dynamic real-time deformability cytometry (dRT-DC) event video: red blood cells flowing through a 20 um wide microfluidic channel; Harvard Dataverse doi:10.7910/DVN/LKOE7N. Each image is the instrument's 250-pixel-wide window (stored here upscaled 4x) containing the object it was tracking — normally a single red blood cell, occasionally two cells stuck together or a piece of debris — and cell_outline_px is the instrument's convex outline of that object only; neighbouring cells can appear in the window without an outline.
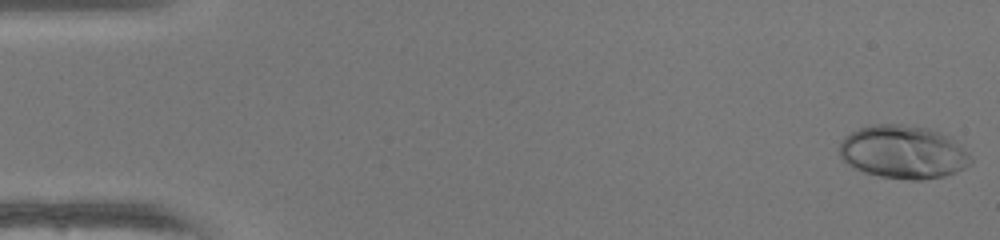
{"species": "human", "species_latin": "Homo sapiens", "temperature_condition": "warm", "stored_images_in_passage": 50, "camera_frame_rate_fps": 3000, "um_per_image_px": 0.085, "donor": {"sex": "female"}, "frame": {"image": 1, "passage_image": 1, "time_ms": 0.0, "image_size_px": [1000, 240], "cell_outline_px": [[972, 160], [964, 168], [956, 172], [944, 176], [924, 180], [912, 180], [880, 176], [864, 172], [852, 168], [840, 156], [840, 144], [844, 136], [860, 128], [872, 124], [900, 124], [928, 128], [952, 136], [968, 152]], "centroid_in_image_um": [76.79, 12.92], "position_along_channel_um": 8.2, "area_um2": 40.92}}
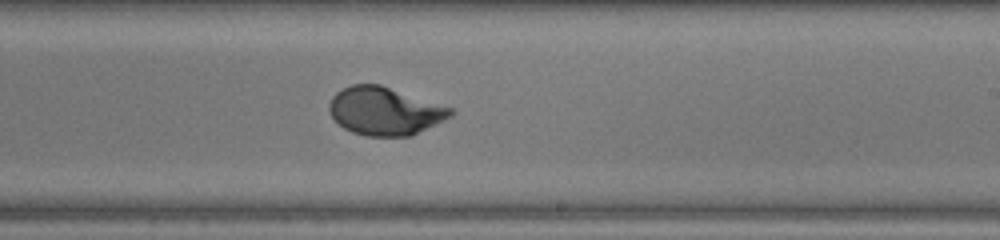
{"frame": {"image": 2, "passage_image": 30, "time_ms": 9.667, "image_size_px": [1000, 240], "cell_outline_px": [[456, 112], [452, 116], [412, 136], [364, 136], [352, 132], [344, 128], [328, 112], [328, 104], [332, 96], [336, 92], [352, 84], [380, 84], [452, 108]], "centroid_in_image_um": [32.7, 9.44], "position_along_channel_um": 256.3, "area_um2": 33.99}}
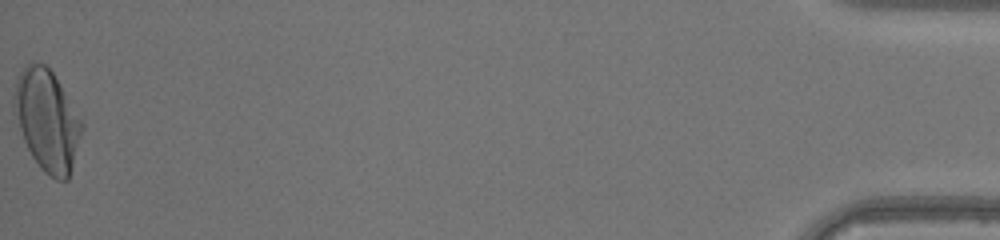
{"frame": {"image": 3, "passage_image": 50, "time_ms": 16.333, "image_size_px": [1000, 240], "cell_outline_px": [[84, 124], [68, 180], [56, 180], [48, 176], [40, 168], [32, 156], [24, 140], [12, 112], [12, 100], [16, 80], [24, 64], [32, 60], [44, 64], [52, 72]], "centroid_in_image_um": [3.96, 10.2], "position_along_channel_um": 431.2, "area_um2": 39.94}, "authors_computed_cell_mechanics": {"area_um2": 34.4199, "velocity_mm_per_s": 4.171, "shape_relaxation_time_tau1_ms": 4.7361, "shape_relaxation_time_tau2_ms": null, "deformation_change_tau1": 0.2289, "deformation_change_tau2": null}}